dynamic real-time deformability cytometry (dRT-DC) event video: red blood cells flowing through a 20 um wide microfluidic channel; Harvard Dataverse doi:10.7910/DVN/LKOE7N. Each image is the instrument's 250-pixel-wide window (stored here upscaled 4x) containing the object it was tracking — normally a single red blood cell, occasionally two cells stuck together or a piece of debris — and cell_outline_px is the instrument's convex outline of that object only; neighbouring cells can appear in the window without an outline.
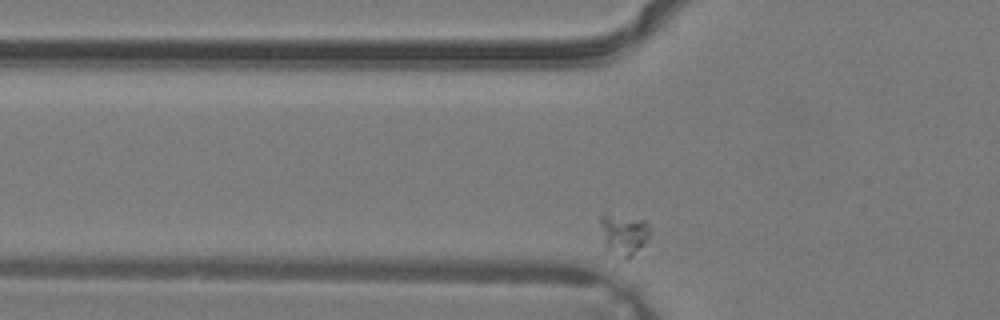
{"species": "common noctule bat (a hibernating species)", "species_latin": "Nyctalus noctula", "temperature_condition": "warm", "stored_images_in_passage": 24, "camera_frame_rate_fps": 3000, "um_per_image_px": 0.085, "animal": {"sex": "male", "body_mass_g": 19.2, "forearm_length_mm": 51.8}, "frame": {"image": 1, "passage_image": 2, "time_ms": 0.333, "image_size_px": [1000, 320], "cell_outline_px": [[652, 232], [648, 240], [628, 260], [624, 260], [608, 248], [604, 244], [600, 224], [600, 216], [604, 212], [644, 220], [648, 224]], "centroid_in_image_um": [53.04, 19.9], "position_along_channel_um": 72.8, "area_um2": 12.08}}
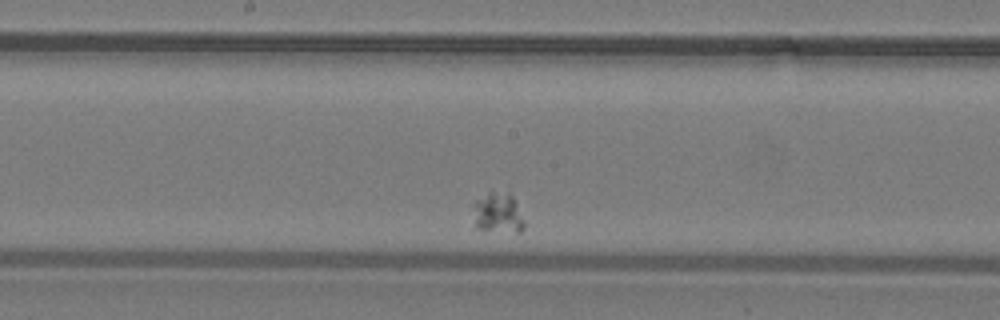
{"frame": {"image": 2, "passage_image": 11, "time_ms": 3.333, "image_size_px": [1000, 320], "cell_outline_px": [[524, 228], [520, 232], [516, 232], [476, 228], [472, 204], [476, 200], [488, 192], [492, 192], [512, 196], [524, 220]], "centroid_in_image_um": [42.3, 18.12], "position_along_channel_um": 205.9, "area_um2": 11.62}}
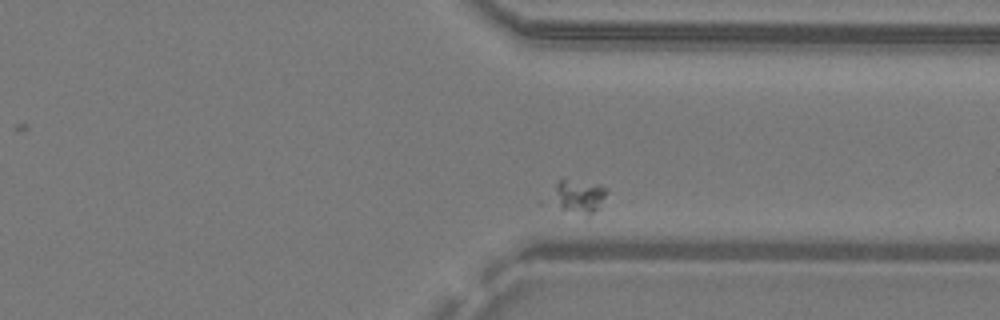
{"frame": {"image": 3, "passage_image": 21, "time_ms": 6.667, "image_size_px": [1000, 320], "cell_outline_px": [[608, 192], [600, 208], [588, 220], [560, 208], [552, 204], [556, 184], [560, 180], [564, 180], [600, 184], [608, 188]], "centroid_in_image_um": [49.26, 16.79], "position_along_channel_um": 362.1, "area_um2": 11.16}}